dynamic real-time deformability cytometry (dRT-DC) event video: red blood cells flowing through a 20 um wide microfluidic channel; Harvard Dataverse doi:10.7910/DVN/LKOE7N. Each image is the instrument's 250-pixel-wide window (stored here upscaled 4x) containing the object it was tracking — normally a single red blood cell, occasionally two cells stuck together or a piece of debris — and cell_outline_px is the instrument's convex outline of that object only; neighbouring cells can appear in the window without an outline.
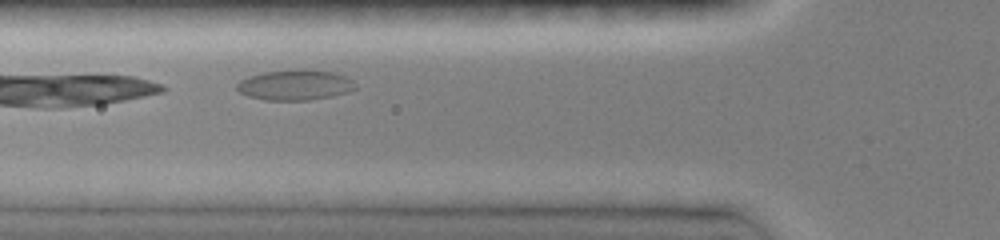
{"species": "common noctule bat (a hibernating species)", "species_latin": "Nyctalus noctula", "temperature_condition": "room temperature", "stored_images_in_passage": 38, "camera_frame_rate_fps": 3000, "um_per_image_px": 0.085, "animal": {"sex": "female", "body_mass_g": 19.0, "forearm_length_mm": 51.5}, "frame": {"image": 1, "passage_image": 3, "time_ms": 0.667, "image_size_px": [1000, 240], "cell_outline_px": [[356, 88], [348, 92], [332, 96], [308, 100], [268, 100], [248, 96], [240, 92], [236, 88], [236, 84], [240, 80], [248, 76], [264, 72], [304, 68], [332, 72], [344, 76], [352, 80]], "centroid_in_image_um": [25.06, 7.21], "position_along_channel_um": 100.7, "area_um2": 20.98}}
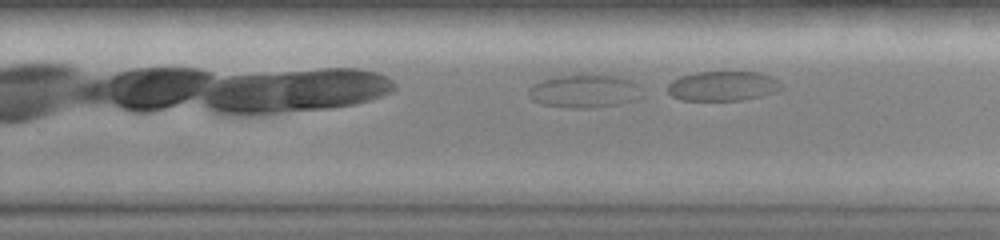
{"frame": {"image": 2, "passage_image": 18, "time_ms": 5.333, "image_size_px": [1000, 240], "cell_outline_px": [[644, 96], [632, 100], [616, 104], [588, 108], [572, 108], [540, 104], [532, 100], [528, 92], [528, 88], [532, 84], [544, 80], [560, 76], [612, 76], [628, 80], [636, 84]], "centroid_in_image_um": [49.63, 7.78], "position_along_channel_um": 280.2, "area_um2": 21.27}}